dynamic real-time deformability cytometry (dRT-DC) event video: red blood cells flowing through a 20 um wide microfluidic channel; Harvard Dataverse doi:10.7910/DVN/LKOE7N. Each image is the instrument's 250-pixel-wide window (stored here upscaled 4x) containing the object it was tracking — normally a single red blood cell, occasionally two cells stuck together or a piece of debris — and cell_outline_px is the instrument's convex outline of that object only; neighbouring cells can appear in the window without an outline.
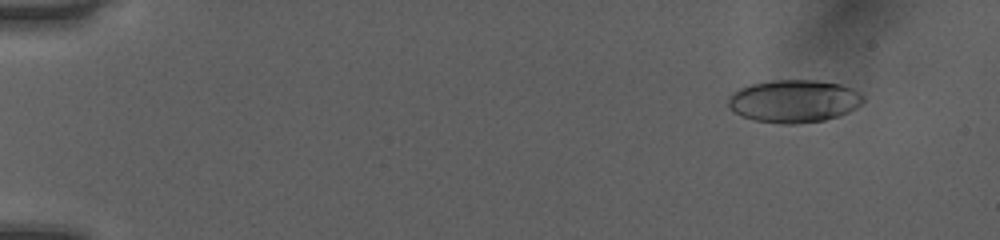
{"species": "human", "species_latin": "Homo sapiens", "temperature_condition": "room temperature", "stored_images_in_passage": 52, "camera_frame_rate_fps": 3000, "um_per_image_px": 0.085, "donor": {"sex": "female"}, "frame": {"image": 1, "passage_image": 6, "time_ms": 1.667, "image_size_px": [1000, 240], "cell_outline_px": [[864, 100], [856, 108], [840, 116], [824, 120], [792, 124], [780, 124], [752, 120], [740, 116], [728, 104], [728, 96], [732, 92], [740, 88], [752, 84], [772, 80], [816, 80], [840, 84], [852, 88], [860, 92], [864, 96]], "centroid_in_image_um": [67.49, 8.6], "position_along_channel_um": 17.5, "area_um2": 33.76}}
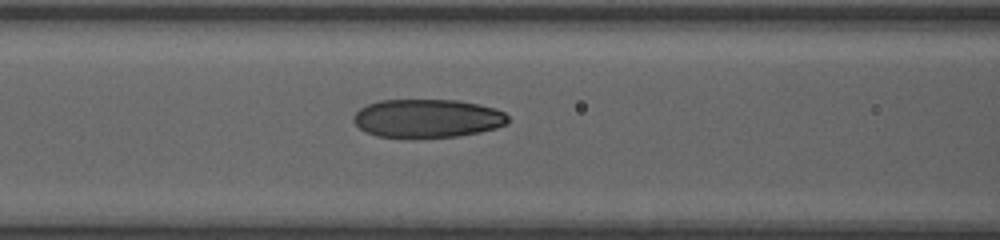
{"frame": {"image": 2, "passage_image": 24, "time_ms": 7.667, "image_size_px": [1000, 240], "cell_outline_px": [[508, 124], [496, 128], [480, 132], [456, 136], [376, 136], [360, 128], [352, 120], [352, 116], [360, 108], [368, 104], [380, 100], [460, 100], [496, 108], [504, 112], [508, 116]], "centroid_in_image_um": [36.35, 10.03], "position_along_channel_um": 130.2, "area_um2": 34.28}}
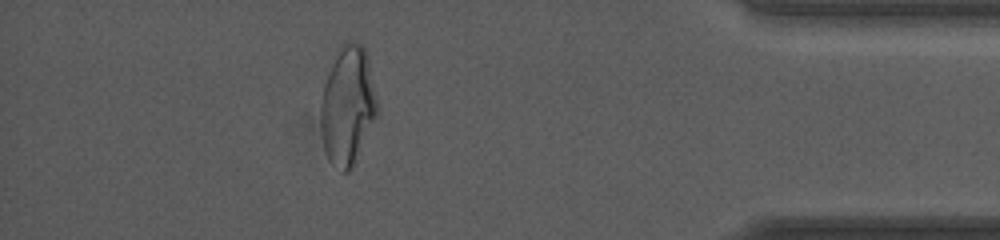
{"frame": {"image": 3, "passage_image": 47, "time_ms": 15.333, "image_size_px": [1000, 240], "cell_outline_px": [[380, 112], [356, 164], [348, 172], [344, 172], [328, 156], [324, 148], [320, 128], [320, 104], [324, 84], [336, 48], [340, 44], [348, 40], [356, 40], [364, 44], [368, 56]], "centroid_in_image_um": [29.59, 8.91], "position_along_channel_um": 405.6, "area_um2": 40.29}, "authors_computed_cell_mechanics": {"area_um2": 34.6222, "velocity_mm_per_s": 4.0658, "shape_relaxation_time_tau1_ms": 5.2808, "shape_relaxation_time_tau2_ms": 1.3473, "deformation_change_tau1": 0.1847, "deformation_change_tau2": 0.0748}}